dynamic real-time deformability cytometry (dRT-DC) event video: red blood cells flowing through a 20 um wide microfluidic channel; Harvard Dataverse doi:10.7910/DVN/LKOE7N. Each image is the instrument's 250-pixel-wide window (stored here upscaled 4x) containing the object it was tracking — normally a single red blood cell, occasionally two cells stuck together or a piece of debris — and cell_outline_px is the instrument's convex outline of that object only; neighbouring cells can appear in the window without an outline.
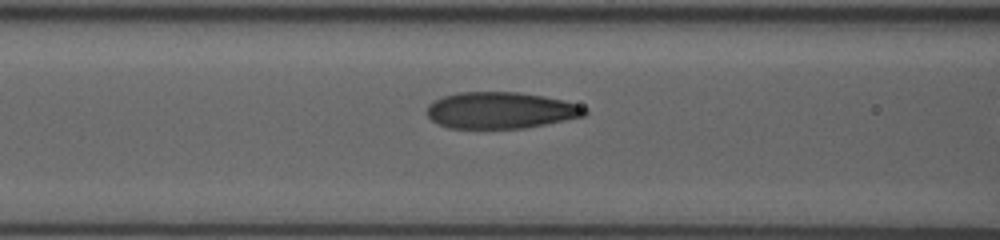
{"species": "human", "species_latin": "Homo sapiens", "temperature_condition": "room temperature", "stored_images_in_passage": 9, "camera_frame_rate_fps": 3000, "um_per_image_px": 0.085, "donor": {"sex": "female"}, "frame": {"image": 1, "passage_image": 7, "time_ms": 1.667, "image_size_px": [1000, 240], "cell_outline_px": [[588, 112], [584, 116], [524, 128], [448, 128], [432, 120], [428, 116], [428, 104], [444, 96], [460, 92], [516, 92], [544, 96], [564, 100], [588, 108]], "centroid_in_image_um": [42.58, 9.37], "position_along_channel_um": 124.0, "area_um2": 33.35}}